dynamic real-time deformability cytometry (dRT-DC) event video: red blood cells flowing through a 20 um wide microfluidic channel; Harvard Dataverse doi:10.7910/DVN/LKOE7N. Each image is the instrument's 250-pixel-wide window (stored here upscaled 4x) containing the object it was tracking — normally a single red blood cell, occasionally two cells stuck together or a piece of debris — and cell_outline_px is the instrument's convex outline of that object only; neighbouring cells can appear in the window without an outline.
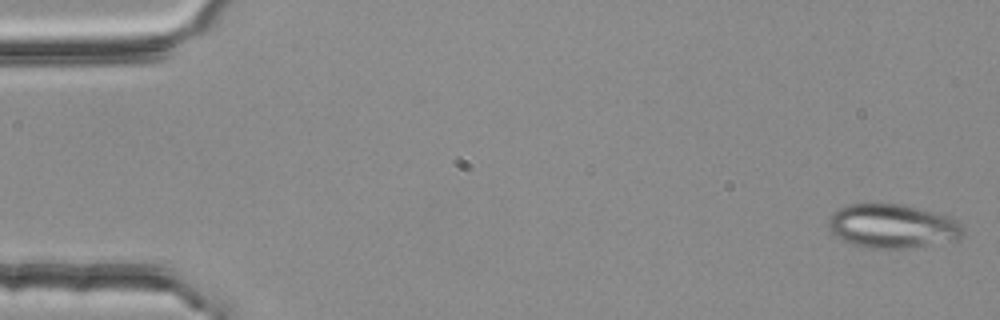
{"species": "common noctule bat (a hibernating species)", "species_latin": "Nyctalus noctula", "temperature_condition": "room temperature", "stored_images_in_passage": 6, "camera_frame_rate_fps": 3000, "um_per_image_px": 0.085, "animal": {"sex": "female", "body_mass_g": 25.1}, "frame": {"image": 1, "passage_image": 1, "time_ms": 0.0, "image_size_px": [1000, 320], "cell_outline_px": [[964, 236], [956, 240], [908, 248], [864, 248], [852, 244], [836, 236], [828, 228], [828, 220], [832, 212], [848, 204], [904, 204], [948, 216], [956, 220], [964, 228]], "centroid_in_image_um": [75.86, 19.22], "position_along_channel_um": 9.1, "area_um2": 34.56}}